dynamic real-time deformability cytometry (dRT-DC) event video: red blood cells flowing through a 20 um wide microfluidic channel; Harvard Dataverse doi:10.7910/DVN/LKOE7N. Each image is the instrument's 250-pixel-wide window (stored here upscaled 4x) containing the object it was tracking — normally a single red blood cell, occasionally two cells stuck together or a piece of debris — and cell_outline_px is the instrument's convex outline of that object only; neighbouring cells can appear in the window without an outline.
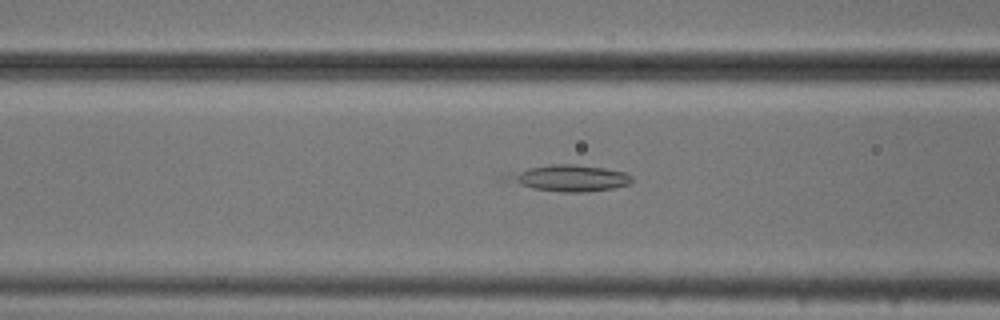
{"species": "common noctule bat (a hibernating species)", "species_latin": "Nyctalus noctula", "temperature_condition": "cold", "stored_images_in_passage": 22, "camera_frame_rate_fps": 3000, "um_per_image_px": 0.085, "animal": {"sex": "male", "body_mass_g": 20.5, "forearm_length_mm": 52.5}, "frame": {"image": 1, "passage_image": 4, "time_ms": 1.0, "image_size_px": [1000, 320], "cell_outline_px": [[632, 180], [628, 184], [612, 188], [588, 192], [560, 192], [532, 188], [496, 180], [496, 176], [500, 172], [552, 164], [572, 164], [604, 168], [624, 172], [632, 176]], "centroid_in_image_um": [48.12, 15.13], "position_along_channel_um": 118.5, "area_um2": 20.0}}
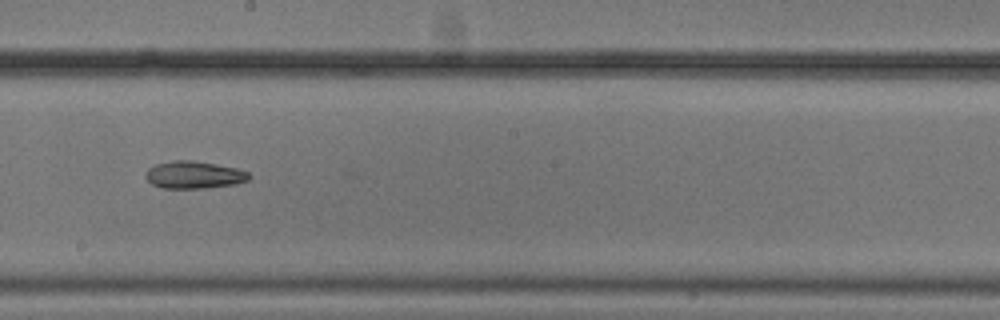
{"frame": {"image": 2, "passage_image": 13, "time_ms": 4.0, "image_size_px": [1000, 320], "cell_outline_px": [[252, 176], [248, 180], [236, 184], [204, 188], [164, 188], [152, 184], [144, 176], [148, 168], [156, 164], [172, 160], [192, 160], [216, 164], [236, 168], [248, 172]], "centroid_in_image_um": [16.49, 14.86], "position_along_channel_um": 231.7, "area_um2": 16.53}}
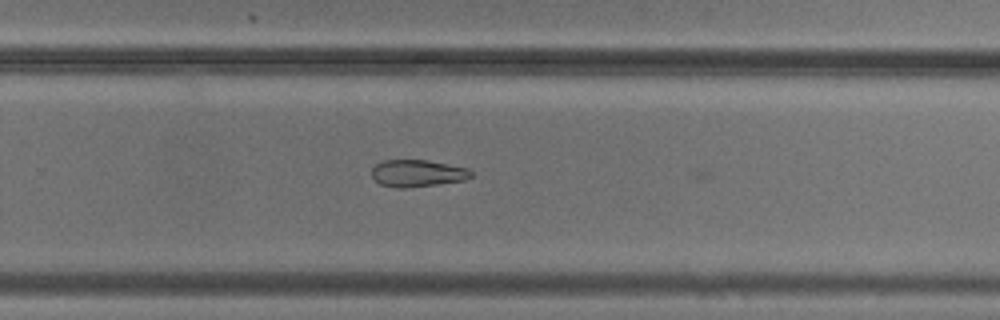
{"frame": {"image": 3, "passage_image": 18, "time_ms": 5.667, "image_size_px": [1000, 320], "cell_outline_px": [[472, 176], [464, 180], [436, 184], [404, 188], [396, 188], [380, 184], [372, 176], [372, 168], [376, 164], [384, 160], [428, 160], [468, 168], [472, 172]], "centroid_in_image_um": [35.47, 14.72], "position_along_channel_um": 294.3, "area_um2": 15.55}}